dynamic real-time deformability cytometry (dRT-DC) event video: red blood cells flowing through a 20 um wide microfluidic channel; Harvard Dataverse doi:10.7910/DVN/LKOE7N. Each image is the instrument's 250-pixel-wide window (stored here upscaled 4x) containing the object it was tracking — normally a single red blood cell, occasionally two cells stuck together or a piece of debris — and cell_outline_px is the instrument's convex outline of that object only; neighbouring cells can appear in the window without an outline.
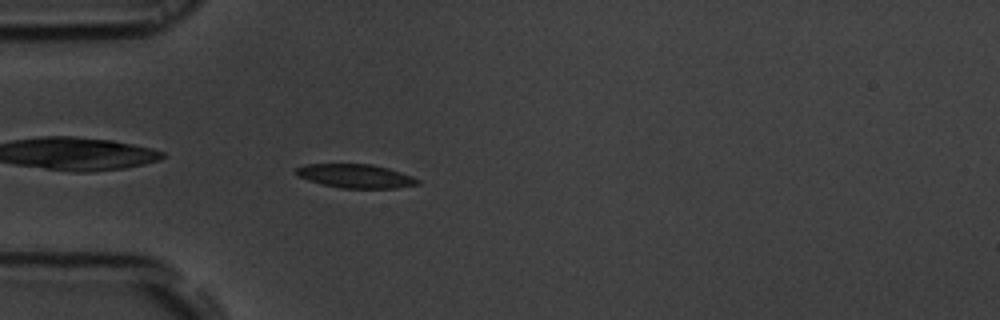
{"species": "common noctule bat (a hibernating species)", "species_latin": "Nyctalus noctula", "temperature_condition": "room temperature", "stored_images_in_passage": 42, "camera_frame_rate_fps": 3000, "um_per_image_px": 0.085, "animal": {"sex": "male", "body_mass_g": 19.5, "forearm_length_mm": 54.6}, "frame": {"image": 1, "passage_image": 3, "time_ms": 0.667, "image_size_px": [1000, 320], "cell_outline_px": [[420, 184], [396, 188], [340, 188], [320, 184], [296, 176], [296, 168], [304, 164], [372, 164], [388, 168], [412, 176], [420, 180]], "centroid_in_image_um": [30.21, 14.96], "position_along_channel_um": 54.8, "area_um2": 16.94}}
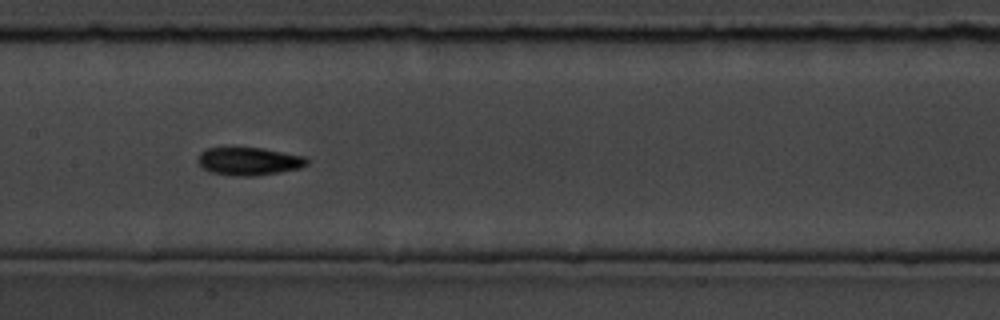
{"frame": {"image": 2, "passage_image": 14, "time_ms": 4.333, "image_size_px": [1000, 320], "cell_outline_px": [[308, 164], [300, 168], [280, 172], [256, 176], [232, 176], [208, 172], [196, 160], [196, 156], [200, 152], [208, 148], [264, 148], [304, 156], [308, 160]], "centroid_in_image_um": [21.14, 13.71], "position_along_channel_um": 186.3, "area_um2": 17.92}}
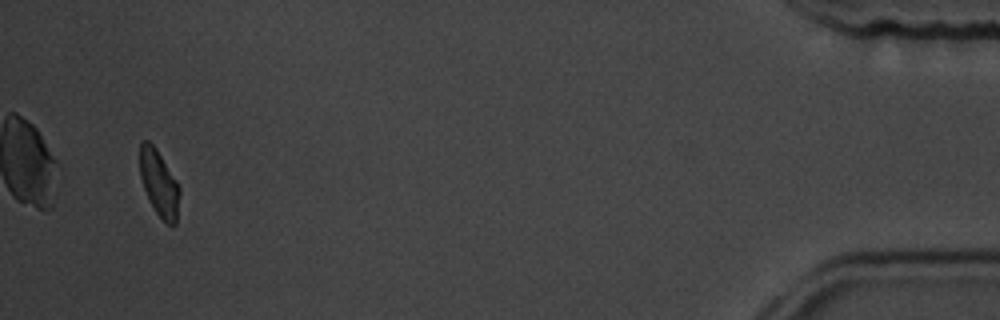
{"frame": {"image": 3, "passage_image": 39, "time_ms": 12.667, "image_size_px": [1000, 320], "cell_outline_px": [[180, 192], [176, 224], [168, 224], [156, 212], [144, 188], [140, 176], [140, 140], [148, 140], [156, 148], [176, 180], [180, 188]], "centroid_in_image_um": [13.52, 15.54], "position_along_channel_um": 421.7, "area_um2": 15.03}, "authors_computed_cell_mechanics": {"area_um2": 16.7909, "velocity_mm_per_s": 3.7914, "shape_relaxation_time_tau1_ms": 2.0293, "shape_relaxation_time_tau2_ms": 4.863, "deformation_change_tau1": 0.1012, "deformation_change_tau2": 0.0772}}